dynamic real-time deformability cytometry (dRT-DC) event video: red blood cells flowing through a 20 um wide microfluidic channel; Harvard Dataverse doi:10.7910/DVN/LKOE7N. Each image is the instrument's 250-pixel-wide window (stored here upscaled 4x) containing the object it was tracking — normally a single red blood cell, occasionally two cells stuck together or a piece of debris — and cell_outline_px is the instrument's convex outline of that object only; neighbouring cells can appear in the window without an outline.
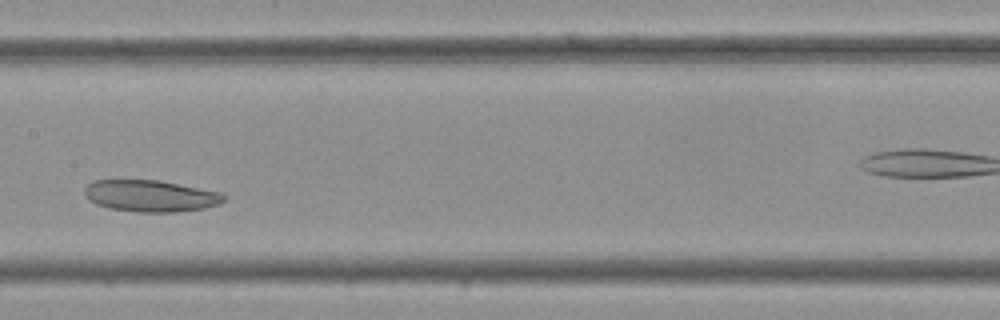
{"species": "Egyptian fruit bat (a non-hibernating species)", "species_latin": "Rousettus aegyptiacus", "temperature_condition": "cold", "stored_images_in_passage": 28, "camera_frame_rate_fps": 3000, "um_per_image_px": 0.085, "frame": {"image": 1, "passage_image": 13, "time_ms": 4.0, "image_size_px": [1000, 320], "cell_outline_px": [[224, 200], [220, 204], [204, 208], [176, 212], [140, 212], [108, 208], [96, 204], [88, 200], [84, 196], [84, 188], [92, 180], [160, 180], [220, 192], [224, 196]], "centroid_in_image_um": [12.76, 16.65], "position_along_channel_um": 194.6, "area_um2": 25.78}}
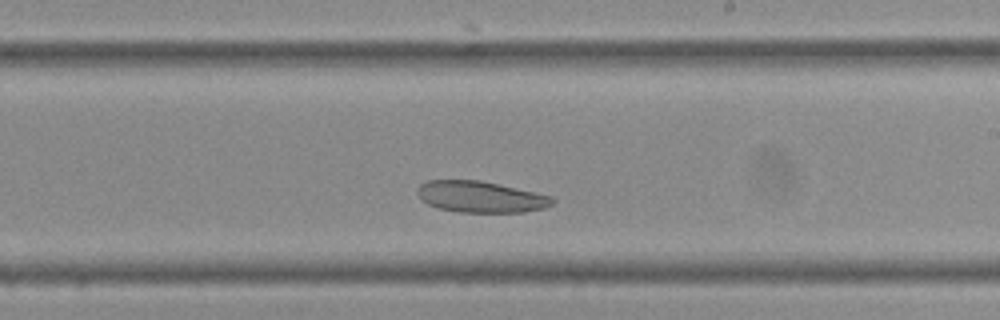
{"frame": {"image": 2, "passage_image": 16, "time_ms": 5.0, "image_size_px": [1000, 320], "cell_outline_px": [[556, 200], [552, 204], [544, 208], [524, 212], [460, 212], [440, 208], [428, 204], [420, 200], [416, 192], [416, 188], [420, 184], [428, 180], [480, 180], [552, 196]], "centroid_in_image_um": [40.82, 16.73], "position_along_channel_um": 248.2, "area_um2": 24.62}}
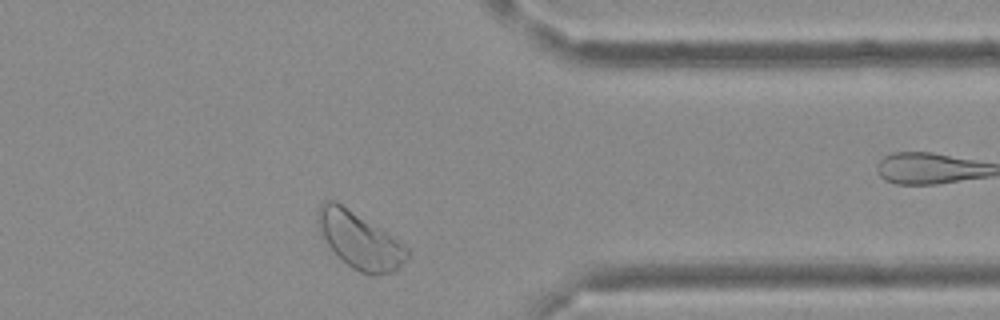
{"frame": {"image": 3, "passage_image": 24, "time_ms": 7.667, "image_size_px": [1000, 320], "cell_outline_px": [[408, 256], [392, 272], [360, 272], [352, 268], [328, 244], [316, 228], [316, 212], [320, 204], [324, 200], [336, 200], [408, 248]], "centroid_in_image_um": [30.46, 20.36], "position_along_channel_um": 380.9, "area_um2": 28.15}}